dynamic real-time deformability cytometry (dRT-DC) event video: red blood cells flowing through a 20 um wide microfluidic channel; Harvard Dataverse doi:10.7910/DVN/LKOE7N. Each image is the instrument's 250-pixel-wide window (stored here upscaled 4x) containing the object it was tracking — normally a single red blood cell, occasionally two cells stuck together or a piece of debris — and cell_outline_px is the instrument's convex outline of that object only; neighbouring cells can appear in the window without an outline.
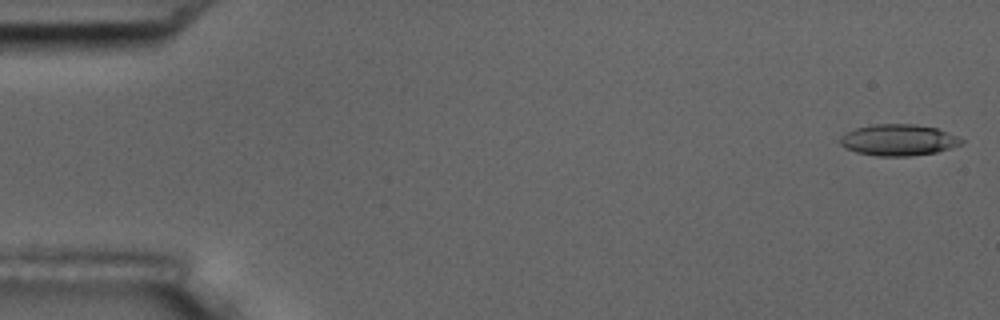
{"species": "common noctule bat (a hibernating species)", "species_latin": "Nyctalus noctula", "temperature_condition": "room temperature", "stored_images_in_passage": 56, "camera_frame_rate_fps": 3000, "um_per_image_px": 0.085, "animal": {"sex": "male", "body_mass_g": 17.5, "forearm_length_mm": 52.3}, "frame": {"image": 1, "passage_image": 1, "time_ms": 0.0, "image_size_px": [1000, 320], "cell_outline_px": [[964, 140], [960, 144], [936, 152], [908, 156], [876, 156], [856, 152], [844, 148], [840, 144], [840, 136], [856, 128], [872, 124], [916, 124], [936, 128], [956, 136]], "centroid_in_image_um": [76.31, 11.9], "position_along_channel_um": 8.7, "area_um2": 21.96}}
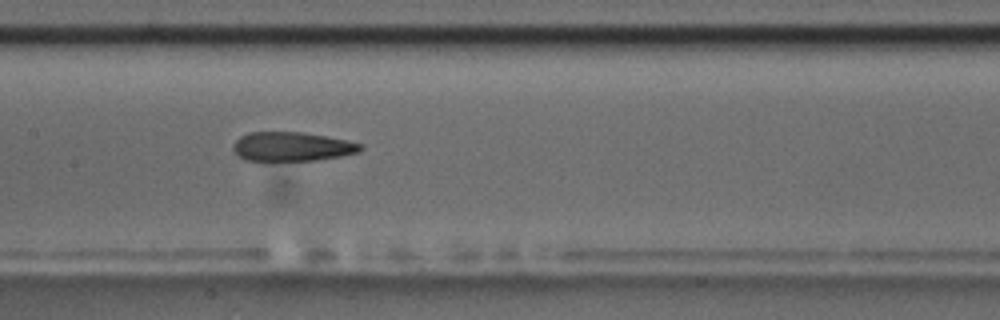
{"frame": {"image": 2, "passage_image": 27, "time_ms": 8.667, "image_size_px": [1000, 320], "cell_outline_px": [[364, 148], [360, 152], [340, 156], [316, 160], [244, 160], [236, 156], [232, 148], [232, 144], [240, 136], [248, 132], [300, 132], [328, 136], [364, 144]], "centroid_in_image_um": [24.81, 12.45], "position_along_channel_um": 182.6, "area_um2": 21.79}}
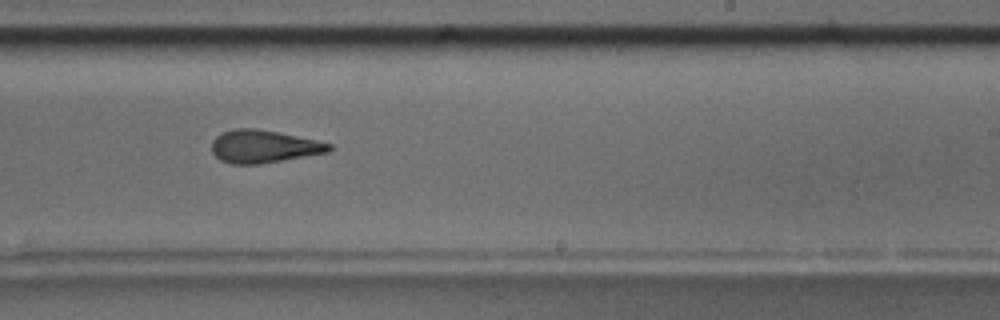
{"frame": {"image": 3, "passage_image": 34, "time_ms": 11.0, "image_size_px": [1000, 320], "cell_outline_px": [[332, 148], [328, 152], [284, 160], [260, 164], [232, 164], [220, 160], [212, 152], [212, 140], [216, 136], [224, 132], [236, 128], [256, 128], [316, 140], [332, 144]], "centroid_in_image_um": [22.39, 12.45], "position_along_channel_um": 266.6, "area_um2": 22.25}, "authors_computed_cell_mechanics": {"area_um2": 22.9177, "velocity_mm_per_s": 3.6071, "shape_relaxation_time_tau1_ms": null, "shape_relaxation_time_tau2_ms": 3.0852, "deformation_change_tau1": null, "deformation_change_tau2": 0.131}}